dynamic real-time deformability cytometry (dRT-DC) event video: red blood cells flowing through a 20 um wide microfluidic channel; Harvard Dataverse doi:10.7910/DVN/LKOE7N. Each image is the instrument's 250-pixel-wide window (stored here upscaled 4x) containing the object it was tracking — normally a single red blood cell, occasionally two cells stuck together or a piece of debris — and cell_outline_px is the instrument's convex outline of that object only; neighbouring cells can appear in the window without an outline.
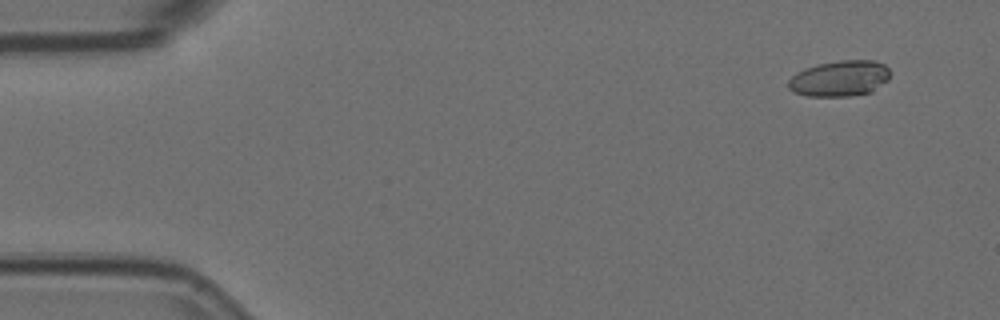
{"species": "Egyptian fruit bat (a non-hibernating species)", "species_latin": "Rousettus aegyptiacus", "temperature_condition": "room temperature", "stored_images_in_passage": 4, "camera_frame_rate_fps": 3000, "um_per_image_px": 0.085, "animal": {"sex": "female"}, "frame": {"image": 1, "passage_image": 2, "time_ms": 0.333, "image_size_px": [1000, 320], "cell_outline_px": [[888, 80], [872, 92], [848, 96], [808, 96], [792, 92], [788, 88], [788, 80], [796, 72], [804, 68], [816, 64], [840, 60], [876, 60], [884, 64], [888, 68]], "centroid_in_image_um": [71.35, 6.66], "position_along_channel_um": 13.7, "area_um2": 21.44}}
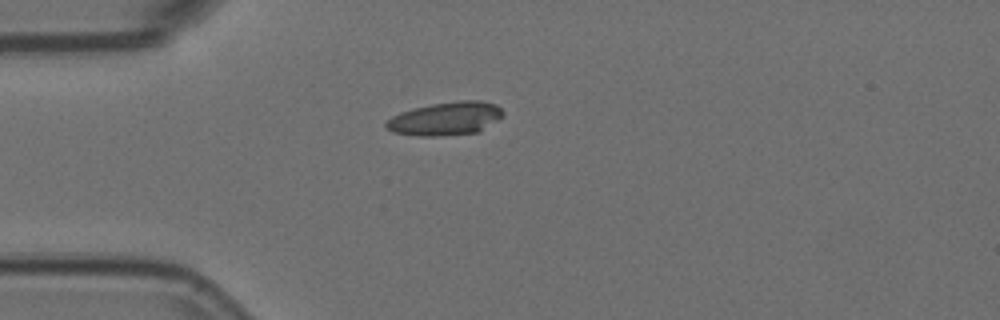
{"frame": {"image": 2, "passage_image": 4, "time_ms": 1.0, "image_size_px": [1000, 320], "cell_outline_px": [[504, 116], [480, 132], [440, 136], [416, 136], [392, 132], [384, 124], [392, 116], [400, 112], [432, 104], [460, 100], [480, 100], [496, 104], [504, 112]], "centroid_in_image_um": [37.92, 10.09], "position_along_channel_um": 47.1, "area_um2": 22.83}}